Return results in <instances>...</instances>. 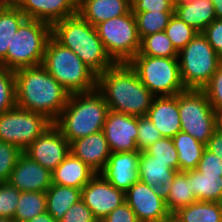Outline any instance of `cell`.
<instances>
[{
  "instance_id": "obj_1",
  "label": "cell",
  "mask_w": 222,
  "mask_h": 222,
  "mask_svg": "<svg viewBox=\"0 0 222 222\" xmlns=\"http://www.w3.org/2000/svg\"><path fill=\"white\" fill-rule=\"evenodd\" d=\"M16 106L43 114L53 123L67 104L70 93L41 64L14 71Z\"/></svg>"
},
{
  "instance_id": "obj_2",
  "label": "cell",
  "mask_w": 222,
  "mask_h": 222,
  "mask_svg": "<svg viewBox=\"0 0 222 222\" xmlns=\"http://www.w3.org/2000/svg\"><path fill=\"white\" fill-rule=\"evenodd\" d=\"M96 89L109 110L137 117L147 115L155 97L128 63L114 64L97 75Z\"/></svg>"
},
{
  "instance_id": "obj_3",
  "label": "cell",
  "mask_w": 222,
  "mask_h": 222,
  "mask_svg": "<svg viewBox=\"0 0 222 222\" xmlns=\"http://www.w3.org/2000/svg\"><path fill=\"white\" fill-rule=\"evenodd\" d=\"M51 35L76 53L96 75L115 64L106 53L95 26L79 14L55 22L51 26Z\"/></svg>"
},
{
  "instance_id": "obj_4",
  "label": "cell",
  "mask_w": 222,
  "mask_h": 222,
  "mask_svg": "<svg viewBox=\"0 0 222 222\" xmlns=\"http://www.w3.org/2000/svg\"><path fill=\"white\" fill-rule=\"evenodd\" d=\"M109 107L97 90L73 93L54 124L69 143L103 130Z\"/></svg>"
},
{
  "instance_id": "obj_5",
  "label": "cell",
  "mask_w": 222,
  "mask_h": 222,
  "mask_svg": "<svg viewBox=\"0 0 222 222\" xmlns=\"http://www.w3.org/2000/svg\"><path fill=\"white\" fill-rule=\"evenodd\" d=\"M42 65L70 94L96 89L97 75L52 35L47 41Z\"/></svg>"
},
{
  "instance_id": "obj_6",
  "label": "cell",
  "mask_w": 222,
  "mask_h": 222,
  "mask_svg": "<svg viewBox=\"0 0 222 222\" xmlns=\"http://www.w3.org/2000/svg\"><path fill=\"white\" fill-rule=\"evenodd\" d=\"M50 36V24L26 18L9 43L6 68L16 71L21 68L41 65Z\"/></svg>"
},
{
  "instance_id": "obj_7",
  "label": "cell",
  "mask_w": 222,
  "mask_h": 222,
  "mask_svg": "<svg viewBox=\"0 0 222 222\" xmlns=\"http://www.w3.org/2000/svg\"><path fill=\"white\" fill-rule=\"evenodd\" d=\"M181 55V56H180ZM180 75L186 89L202 90L222 63L207 38L198 32L178 52Z\"/></svg>"
},
{
  "instance_id": "obj_8",
  "label": "cell",
  "mask_w": 222,
  "mask_h": 222,
  "mask_svg": "<svg viewBox=\"0 0 222 222\" xmlns=\"http://www.w3.org/2000/svg\"><path fill=\"white\" fill-rule=\"evenodd\" d=\"M178 60V58L135 55L128 64L155 96H174L186 90L181 80Z\"/></svg>"
},
{
  "instance_id": "obj_9",
  "label": "cell",
  "mask_w": 222,
  "mask_h": 222,
  "mask_svg": "<svg viewBox=\"0 0 222 222\" xmlns=\"http://www.w3.org/2000/svg\"><path fill=\"white\" fill-rule=\"evenodd\" d=\"M104 49L115 64L128 63L140 48L136 19L131 10L95 25Z\"/></svg>"
},
{
  "instance_id": "obj_10",
  "label": "cell",
  "mask_w": 222,
  "mask_h": 222,
  "mask_svg": "<svg viewBox=\"0 0 222 222\" xmlns=\"http://www.w3.org/2000/svg\"><path fill=\"white\" fill-rule=\"evenodd\" d=\"M181 131L207 144L215 131L214 109L203 90L186 89L178 93Z\"/></svg>"
},
{
  "instance_id": "obj_11",
  "label": "cell",
  "mask_w": 222,
  "mask_h": 222,
  "mask_svg": "<svg viewBox=\"0 0 222 222\" xmlns=\"http://www.w3.org/2000/svg\"><path fill=\"white\" fill-rule=\"evenodd\" d=\"M52 124L43 114L15 106L0 114V141L14 144L24 151Z\"/></svg>"
},
{
  "instance_id": "obj_12",
  "label": "cell",
  "mask_w": 222,
  "mask_h": 222,
  "mask_svg": "<svg viewBox=\"0 0 222 222\" xmlns=\"http://www.w3.org/2000/svg\"><path fill=\"white\" fill-rule=\"evenodd\" d=\"M125 202L139 222H161L172 215L166 206L164 192L140 180L125 193Z\"/></svg>"
},
{
  "instance_id": "obj_13",
  "label": "cell",
  "mask_w": 222,
  "mask_h": 222,
  "mask_svg": "<svg viewBox=\"0 0 222 222\" xmlns=\"http://www.w3.org/2000/svg\"><path fill=\"white\" fill-rule=\"evenodd\" d=\"M29 158L53 172L69 155L70 143L53 123L24 151Z\"/></svg>"
},
{
  "instance_id": "obj_14",
  "label": "cell",
  "mask_w": 222,
  "mask_h": 222,
  "mask_svg": "<svg viewBox=\"0 0 222 222\" xmlns=\"http://www.w3.org/2000/svg\"><path fill=\"white\" fill-rule=\"evenodd\" d=\"M81 200L100 222L125 202V193L96 174L82 189Z\"/></svg>"
},
{
  "instance_id": "obj_15",
  "label": "cell",
  "mask_w": 222,
  "mask_h": 222,
  "mask_svg": "<svg viewBox=\"0 0 222 222\" xmlns=\"http://www.w3.org/2000/svg\"><path fill=\"white\" fill-rule=\"evenodd\" d=\"M111 153L138 151V117L109 110L103 130Z\"/></svg>"
},
{
  "instance_id": "obj_16",
  "label": "cell",
  "mask_w": 222,
  "mask_h": 222,
  "mask_svg": "<svg viewBox=\"0 0 222 222\" xmlns=\"http://www.w3.org/2000/svg\"><path fill=\"white\" fill-rule=\"evenodd\" d=\"M139 151L111 153L106 165L99 173L118 190L126 193L139 179Z\"/></svg>"
},
{
  "instance_id": "obj_17",
  "label": "cell",
  "mask_w": 222,
  "mask_h": 222,
  "mask_svg": "<svg viewBox=\"0 0 222 222\" xmlns=\"http://www.w3.org/2000/svg\"><path fill=\"white\" fill-rule=\"evenodd\" d=\"M8 183L20 192H46L52 184V172L22 153Z\"/></svg>"
},
{
  "instance_id": "obj_18",
  "label": "cell",
  "mask_w": 222,
  "mask_h": 222,
  "mask_svg": "<svg viewBox=\"0 0 222 222\" xmlns=\"http://www.w3.org/2000/svg\"><path fill=\"white\" fill-rule=\"evenodd\" d=\"M26 18L46 22L51 26L64 18L78 14L79 0H12Z\"/></svg>"
},
{
  "instance_id": "obj_19",
  "label": "cell",
  "mask_w": 222,
  "mask_h": 222,
  "mask_svg": "<svg viewBox=\"0 0 222 222\" xmlns=\"http://www.w3.org/2000/svg\"><path fill=\"white\" fill-rule=\"evenodd\" d=\"M70 153L82 160L96 174L106 165L111 150L103 131L79 138L70 143Z\"/></svg>"
},
{
  "instance_id": "obj_20",
  "label": "cell",
  "mask_w": 222,
  "mask_h": 222,
  "mask_svg": "<svg viewBox=\"0 0 222 222\" xmlns=\"http://www.w3.org/2000/svg\"><path fill=\"white\" fill-rule=\"evenodd\" d=\"M162 137L173 138L181 131L178 94L155 96L146 115Z\"/></svg>"
},
{
  "instance_id": "obj_21",
  "label": "cell",
  "mask_w": 222,
  "mask_h": 222,
  "mask_svg": "<svg viewBox=\"0 0 222 222\" xmlns=\"http://www.w3.org/2000/svg\"><path fill=\"white\" fill-rule=\"evenodd\" d=\"M131 0H79L78 14L95 26L131 10Z\"/></svg>"
},
{
  "instance_id": "obj_22",
  "label": "cell",
  "mask_w": 222,
  "mask_h": 222,
  "mask_svg": "<svg viewBox=\"0 0 222 222\" xmlns=\"http://www.w3.org/2000/svg\"><path fill=\"white\" fill-rule=\"evenodd\" d=\"M96 173L71 153L52 172V184L82 189Z\"/></svg>"
},
{
  "instance_id": "obj_23",
  "label": "cell",
  "mask_w": 222,
  "mask_h": 222,
  "mask_svg": "<svg viewBox=\"0 0 222 222\" xmlns=\"http://www.w3.org/2000/svg\"><path fill=\"white\" fill-rule=\"evenodd\" d=\"M178 170L168 167V163L156 161L154 156L145 151L140 153L139 179L141 182L165 192L173 181Z\"/></svg>"
},
{
  "instance_id": "obj_24",
  "label": "cell",
  "mask_w": 222,
  "mask_h": 222,
  "mask_svg": "<svg viewBox=\"0 0 222 222\" xmlns=\"http://www.w3.org/2000/svg\"><path fill=\"white\" fill-rule=\"evenodd\" d=\"M174 14L187 25L202 32L216 19L211 0H187L175 5Z\"/></svg>"
},
{
  "instance_id": "obj_25",
  "label": "cell",
  "mask_w": 222,
  "mask_h": 222,
  "mask_svg": "<svg viewBox=\"0 0 222 222\" xmlns=\"http://www.w3.org/2000/svg\"><path fill=\"white\" fill-rule=\"evenodd\" d=\"M25 19V14L12 1L0 7V65L4 67L9 43Z\"/></svg>"
},
{
  "instance_id": "obj_26",
  "label": "cell",
  "mask_w": 222,
  "mask_h": 222,
  "mask_svg": "<svg viewBox=\"0 0 222 222\" xmlns=\"http://www.w3.org/2000/svg\"><path fill=\"white\" fill-rule=\"evenodd\" d=\"M81 200V189L51 184L46 191V211L59 222L67 210Z\"/></svg>"
},
{
  "instance_id": "obj_27",
  "label": "cell",
  "mask_w": 222,
  "mask_h": 222,
  "mask_svg": "<svg viewBox=\"0 0 222 222\" xmlns=\"http://www.w3.org/2000/svg\"><path fill=\"white\" fill-rule=\"evenodd\" d=\"M185 173L197 201L222 203V175H204L197 169Z\"/></svg>"
},
{
  "instance_id": "obj_28",
  "label": "cell",
  "mask_w": 222,
  "mask_h": 222,
  "mask_svg": "<svg viewBox=\"0 0 222 222\" xmlns=\"http://www.w3.org/2000/svg\"><path fill=\"white\" fill-rule=\"evenodd\" d=\"M172 140L178 152L179 171L196 169L206 145L182 131L178 132Z\"/></svg>"
},
{
  "instance_id": "obj_29",
  "label": "cell",
  "mask_w": 222,
  "mask_h": 222,
  "mask_svg": "<svg viewBox=\"0 0 222 222\" xmlns=\"http://www.w3.org/2000/svg\"><path fill=\"white\" fill-rule=\"evenodd\" d=\"M172 215L179 222H222V203L196 201Z\"/></svg>"
},
{
  "instance_id": "obj_30",
  "label": "cell",
  "mask_w": 222,
  "mask_h": 222,
  "mask_svg": "<svg viewBox=\"0 0 222 222\" xmlns=\"http://www.w3.org/2000/svg\"><path fill=\"white\" fill-rule=\"evenodd\" d=\"M185 172L178 171L169 188L164 192L166 206L171 214L196 202Z\"/></svg>"
},
{
  "instance_id": "obj_31",
  "label": "cell",
  "mask_w": 222,
  "mask_h": 222,
  "mask_svg": "<svg viewBox=\"0 0 222 222\" xmlns=\"http://www.w3.org/2000/svg\"><path fill=\"white\" fill-rule=\"evenodd\" d=\"M44 212H46V192H21L13 219L16 222H28Z\"/></svg>"
},
{
  "instance_id": "obj_32",
  "label": "cell",
  "mask_w": 222,
  "mask_h": 222,
  "mask_svg": "<svg viewBox=\"0 0 222 222\" xmlns=\"http://www.w3.org/2000/svg\"><path fill=\"white\" fill-rule=\"evenodd\" d=\"M137 55L178 58V51L167 37L165 31H162L142 37Z\"/></svg>"
},
{
  "instance_id": "obj_33",
  "label": "cell",
  "mask_w": 222,
  "mask_h": 222,
  "mask_svg": "<svg viewBox=\"0 0 222 222\" xmlns=\"http://www.w3.org/2000/svg\"><path fill=\"white\" fill-rule=\"evenodd\" d=\"M173 14L174 11H147L133 14L136 19L137 31L140 39L156 32L165 31Z\"/></svg>"
},
{
  "instance_id": "obj_34",
  "label": "cell",
  "mask_w": 222,
  "mask_h": 222,
  "mask_svg": "<svg viewBox=\"0 0 222 222\" xmlns=\"http://www.w3.org/2000/svg\"><path fill=\"white\" fill-rule=\"evenodd\" d=\"M165 33L179 52L195 37L198 31L173 14L165 28Z\"/></svg>"
},
{
  "instance_id": "obj_35",
  "label": "cell",
  "mask_w": 222,
  "mask_h": 222,
  "mask_svg": "<svg viewBox=\"0 0 222 222\" xmlns=\"http://www.w3.org/2000/svg\"><path fill=\"white\" fill-rule=\"evenodd\" d=\"M145 152L154 156L156 161L168 163V167L179 171L178 152L172 138L162 137L150 145Z\"/></svg>"
},
{
  "instance_id": "obj_36",
  "label": "cell",
  "mask_w": 222,
  "mask_h": 222,
  "mask_svg": "<svg viewBox=\"0 0 222 222\" xmlns=\"http://www.w3.org/2000/svg\"><path fill=\"white\" fill-rule=\"evenodd\" d=\"M16 106L14 71L0 65V114Z\"/></svg>"
},
{
  "instance_id": "obj_37",
  "label": "cell",
  "mask_w": 222,
  "mask_h": 222,
  "mask_svg": "<svg viewBox=\"0 0 222 222\" xmlns=\"http://www.w3.org/2000/svg\"><path fill=\"white\" fill-rule=\"evenodd\" d=\"M23 151L16 145L0 141V183L8 182Z\"/></svg>"
},
{
  "instance_id": "obj_38",
  "label": "cell",
  "mask_w": 222,
  "mask_h": 222,
  "mask_svg": "<svg viewBox=\"0 0 222 222\" xmlns=\"http://www.w3.org/2000/svg\"><path fill=\"white\" fill-rule=\"evenodd\" d=\"M21 192L8 182L0 183V217L14 218Z\"/></svg>"
},
{
  "instance_id": "obj_39",
  "label": "cell",
  "mask_w": 222,
  "mask_h": 222,
  "mask_svg": "<svg viewBox=\"0 0 222 222\" xmlns=\"http://www.w3.org/2000/svg\"><path fill=\"white\" fill-rule=\"evenodd\" d=\"M162 138L159 130L153 125L147 116L138 117L137 149L145 151L150 145Z\"/></svg>"
},
{
  "instance_id": "obj_40",
  "label": "cell",
  "mask_w": 222,
  "mask_h": 222,
  "mask_svg": "<svg viewBox=\"0 0 222 222\" xmlns=\"http://www.w3.org/2000/svg\"><path fill=\"white\" fill-rule=\"evenodd\" d=\"M202 90L214 110L222 108V63Z\"/></svg>"
},
{
  "instance_id": "obj_41",
  "label": "cell",
  "mask_w": 222,
  "mask_h": 222,
  "mask_svg": "<svg viewBox=\"0 0 222 222\" xmlns=\"http://www.w3.org/2000/svg\"><path fill=\"white\" fill-rule=\"evenodd\" d=\"M130 6L133 14L147 11H174L175 9V5L172 0H131Z\"/></svg>"
},
{
  "instance_id": "obj_42",
  "label": "cell",
  "mask_w": 222,
  "mask_h": 222,
  "mask_svg": "<svg viewBox=\"0 0 222 222\" xmlns=\"http://www.w3.org/2000/svg\"><path fill=\"white\" fill-rule=\"evenodd\" d=\"M59 222H99L82 200L72 205Z\"/></svg>"
},
{
  "instance_id": "obj_43",
  "label": "cell",
  "mask_w": 222,
  "mask_h": 222,
  "mask_svg": "<svg viewBox=\"0 0 222 222\" xmlns=\"http://www.w3.org/2000/svg\"><path fill=\"white\" fill-rule=\"evenodd\" d=\"M196 169L204 175H222V159L205 148Z\"/></svg>"
},
{
  "instance_id": "obj_44",
  "label": "cell",
  "mask_w": 222,
  "mask_h": 222,
  "mask_svg": "<svg viewBox=\"0 0 222 222\" xmlns=\"http://www.w3.org/2000/svg\"><path fill=\"white\" fill-rule=\"evenodd\" d=\"M202 34L207 38L222 62V19L216 18L202 31Z\"/></svg>"
},
{
  "instance_id": "obj_45",
  "label": "cell",
  "mask_w": 222,
  "mask_h": 222,
  "mask_svg": "<svg viewBox=\"0 0 222 222\" xmlns=\"http://www.w3.org/2000/svg\"><path fill=\"white\" fill-rule=\"evenodd\" d=\"M100 222H139V220L131 207L124 202Z\"/></svg>"
},
{
  "instance_id": "obj_46",
  "label": "cell",
  "mask_w": 222,
  "mask_h": 222,
  "mask_svg": "<svg viewBox=\"0 0 222 222\" xmlns=\"http://www.w3.org/2000/svg\"><path fill=\"white\" fill-rule=\"evenodd\" d=\"M206 148L222 159V133L215 130L206 144Z\"/></svg>"
},
{
  "instance_id": "obj_47",
  "label": "cell",
  "mask_w": 222,
  "mask_h": 222,
  "mask_svg": "<svg viewBox=\"0 0 222 222\" xmlns=\"http://www.w3.org/2000/svg\"><path fill=\"white\" fill-rule=\"evenodd\" d=\"M28 222H57L47 211L43 214L35 216Z\"/></svg>"
},
{
  "instance_id": "obj_48",
  "label": "cell",
  "mask_w": 222,
  "mask_h": 222,
  "mask_svg": "<svg viewBox=\"0 0 222 222\" xmlns=\"http://www.w3.org/2000/svg\"><path fill=\"white\" fill-rule=\"evenodd\" d=\"M215 130L222 133V108L214 110Z\"/></svg>"
},
{
  "instance_id": "obj_49",
  "label": "cell",
  "mask_w": 222,
  "mask_h": 222,
  "mask_svg": "<svg viewBox=\"0 0 222 222\" xmlns=\"http://www.w3.org/2000/svg\"><path fill=\"white\" fill-rule=\"evenodd\" d=\"M214 6L217 19H222V0H211Z\"/></svg>"
},
{
  "instance_id": "obj_50",
  "label": "cell",
  "mask_w": 222,
  "mask_h": 222,
  "mask_svg": "<svg viewBox=\"0 0 222 222\" xmlns=\"http://www.w3.org/2000/svg\"><path fill=\"white\" fill-rule=\"evenodd\" d=\"M161 222H179L173 215Z\"/></svg>"
},
{
  "instance_id": "obj_51",
  "label": "cell",
  "mask_w": 222,
  "mask_h": 222,
  "mask_svg": "<svg viewBox=\"0 0 222 222\" xmlns=\"http://www.w3.org/2000/svg\"><path fill=\"white\" fill-rule=\"evenodd\" d=\"M0 222H16V221L12 218H1L0 217Z\"/></svg>"
},
{
  "instance_id": "obj_52",
  "label": "cell",
  "mask_w": 222,
  "mask_h": 222,
  "mask_svg": "<svg viewBox=\"0 0 222 222\" xmlns=\"http://www.w3.org/2000/svg\"><path fill=\"white\" fill-rule=\"evenodd\" d=\"M184 1H187V0H172L174 5L184 2Z\"/></svg>"
},
{
  "instance_id": "obj_53",
  "label": "cell",
  "mask_w": 222,
  "mask_h": 222,
  "mask_svg": "<svg viewBox=\"0 0 222 222\" xmlns=\"http://www.w3.org/2000/svg\"><path fill=\"white\" fill-rule=\"evenodd\" d=\"M5 0H0V7L5 3Z\"/></svg>"
}]
</instances>
